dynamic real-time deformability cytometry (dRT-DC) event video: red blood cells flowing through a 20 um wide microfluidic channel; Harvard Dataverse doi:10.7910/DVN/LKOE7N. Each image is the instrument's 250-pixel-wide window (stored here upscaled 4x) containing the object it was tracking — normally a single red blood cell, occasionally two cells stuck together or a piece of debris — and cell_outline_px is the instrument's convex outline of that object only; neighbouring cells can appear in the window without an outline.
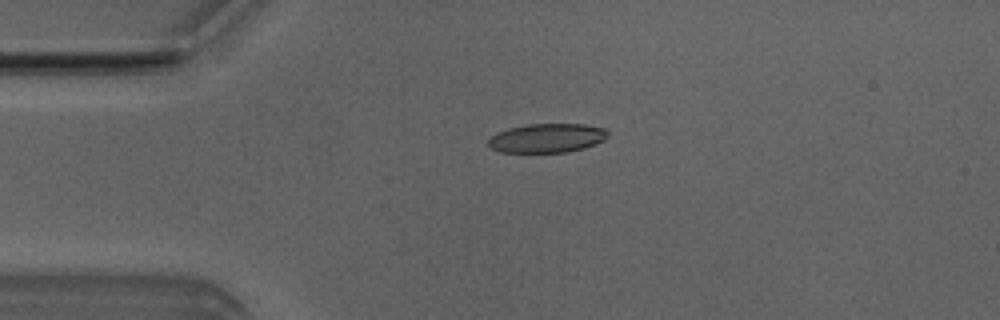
{"species": "Egyptian fruit bat (a non-hibernating species)", "species_latin": "Rousettus aegyptiacus", "temperature_condition": "room temperature", "stored_images_in_passage": 5, "camera_frame_rate_fps": 3000, "um_per_image_px": 0.085, "animal": {"sex": "male"}, "frame": {"image": 1, "passage_image": 4, "time_ms": 3.333, "image_size_px": [1000, 320], "cell_outline_px": [[608, 136], [604, 140], [584, 148], [568, 152], [500, 152], [492, 148], [488, 144], [488, 140], [496, 132], [508, 128], [528, 124], [584, 124], [604, 128], [608, 132]], "centroid_in_image_um": [46.49, 11.73], "position_along_channel_um": 38.5, "area_um2": 20.23}}